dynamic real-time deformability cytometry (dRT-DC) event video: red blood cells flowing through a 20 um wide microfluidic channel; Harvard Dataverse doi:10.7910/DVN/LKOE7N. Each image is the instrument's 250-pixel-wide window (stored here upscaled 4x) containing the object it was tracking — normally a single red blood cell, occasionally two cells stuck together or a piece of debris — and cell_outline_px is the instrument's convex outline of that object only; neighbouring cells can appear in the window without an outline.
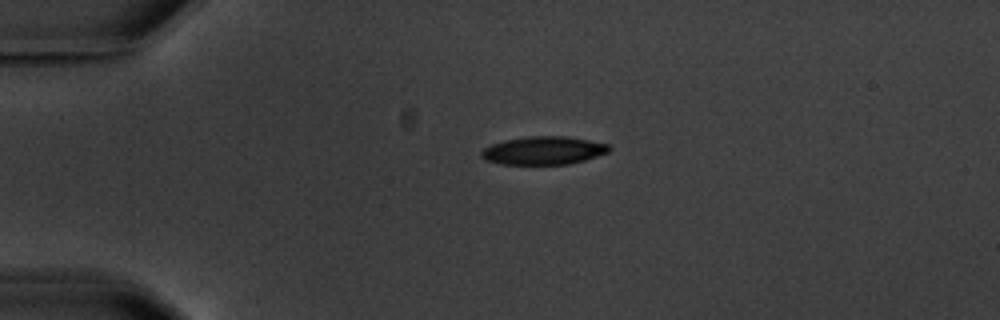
{"species": "common noctule bat (a hibernating species)", "species_latin": "Nyctalus noctula", "temperature_condition": "warm", "stored_images_in_passage": 2, "camera_frame_rate_fps": 3000, "um_per_image_px": 0.085, "animal": {"sex": "male", "body_mass_g": 20.1, "forearm_length_mm": 53.5}, "frame": {"image": 1, "passage_image": 2, "time_ms": 2.333, "image_size_px": [1000, 320], "cell_outline_px": [[612, 148], [608, 152], [584, 160], [568, 164], [500, 164], [484, 160], [480, 156], [480, 152], [484, 148], [492, 144], [504, 140], [528, 136], [568, 136], [608, 144]], "centroid_in_image_um": [46.17, 12.79], "position_along_channel_um": 38.8, "area_um2": 20.98}}